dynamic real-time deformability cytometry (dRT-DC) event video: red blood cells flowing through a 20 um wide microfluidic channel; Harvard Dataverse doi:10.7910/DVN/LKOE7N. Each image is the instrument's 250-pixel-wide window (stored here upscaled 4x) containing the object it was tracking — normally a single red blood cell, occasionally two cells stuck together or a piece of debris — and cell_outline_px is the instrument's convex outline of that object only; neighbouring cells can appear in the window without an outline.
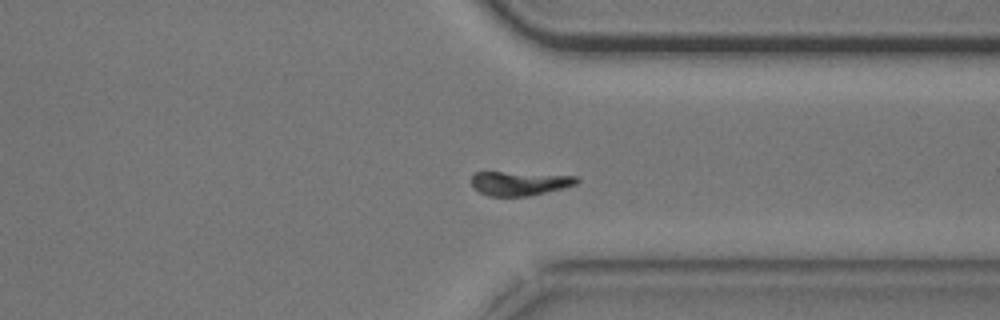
{"species": "common noctule bat (a hibernating species)", "species_latin": "Nyctalus noctula", "temperature_condition": "cold", "stored_images_in_passage": 51, "camera_frame_rate_fps": 3000, "um_per_image_px": 0.085, "animal": {"sex": "male", "body_mass_g": 20.5, "forearm_length_mm": 52.5}, "frame": {"image": 1, "passage_image": 37, "time_ms": 12.0, "image_size_px": [1000, 320], "cell_outline_px": [[580, 180], [576, 184], [528, 196], [488, 196], [480, 192], [472, 184], [472, 176], [476, 172], [500, 172], [576, 176]], "centroid_in_image_um": [44.14, 15.58], "position_along_channel_um": 367.3, "area_um2": 14.33}, "authors_computed_cell_mechanics": {"area_um2": 16.3574, "velocity_mm_per_s": 3.6372, "shape_relaxation_time_tau1_ms": 3.4992, "shape_relaxation_time_tau2_ms": null, "deformation_change_tau1": 0.1257, "deformation_change_tau2": null}}